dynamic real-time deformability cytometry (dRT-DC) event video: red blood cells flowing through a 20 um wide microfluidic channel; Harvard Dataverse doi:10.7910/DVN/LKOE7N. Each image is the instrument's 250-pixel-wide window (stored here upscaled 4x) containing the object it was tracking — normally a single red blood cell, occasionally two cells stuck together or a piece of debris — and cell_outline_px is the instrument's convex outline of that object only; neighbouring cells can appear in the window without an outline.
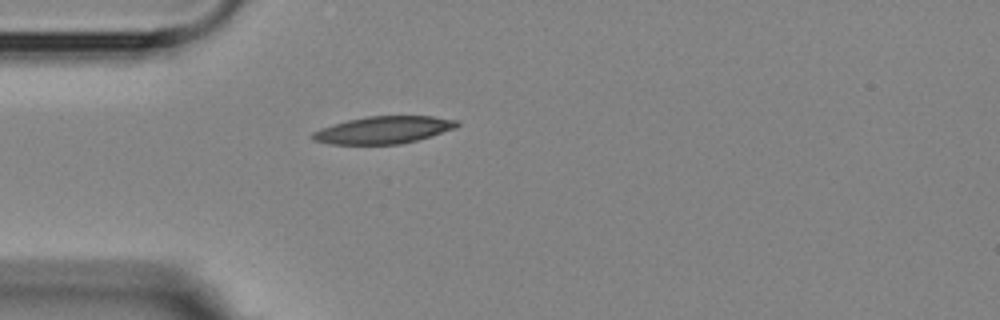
{"species": "Egyptian fruit bat (a non-hibernating species)", "species_latin": "Rousettus aegyptiacus", "temperature_condition": "room temperature", "stored_images_in_passage": 1, "camera_frame_rate_fps": 3000, "um_per_image_px": 0.085, "animal": {"sex": "female"}, "frame": {"image": 1, "passage_image": 1, "time_ms": 0.0, "image_size_px": [1000, 320], "cell_outline_px": [[460, 124], [456, 128], [416, 140], [400, 144], [332, 144], [312, 140], [312, 132], [320, 128], [332, 124], [348, 120], [368, 116], [432, 116], [460, 120]], "centroid_in_image_um": [32.61, 11.04], "position_along_channel_um": 52.4, "area_um2": 22.95}}